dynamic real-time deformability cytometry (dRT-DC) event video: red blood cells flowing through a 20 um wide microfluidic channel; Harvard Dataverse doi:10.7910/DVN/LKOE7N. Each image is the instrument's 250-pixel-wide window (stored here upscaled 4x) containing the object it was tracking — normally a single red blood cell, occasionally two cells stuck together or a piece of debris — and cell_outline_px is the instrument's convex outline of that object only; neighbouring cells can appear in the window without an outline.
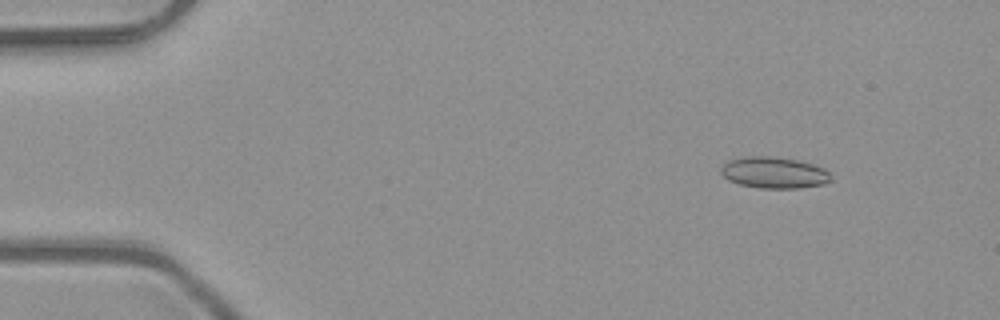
{"species": "common noctule bat (a hibernating species)", "species_latin": "Nyctalus noctula", "temperature_condition": "room temperature", "stored_images_in_passage": 47, "camera_frame_rate_fps": 3000, "um_per_image_px": 0.085, "animal": {"sex": "male", "body_mass_g": 23.1, "forearm_length_mm": 52.7}, "frame": {"image": 1, "passage_image": 2, "time_ms": 0.333, "image_size_px": [1000, 320], "cell_outline_px": [[832, 180], [824, 184], [800, 188], [760, 188], [740, 184], [728, 180], [720, 172], [720, 168], [728, 160], [744, 156], [772, 156], [796, 160], [812, 164], [824, 168], [832, 176]], "centroid_in_image_um": [65.79, 14.67], "position_along_channel_um": 19.2, "area_um2": 20.17}}
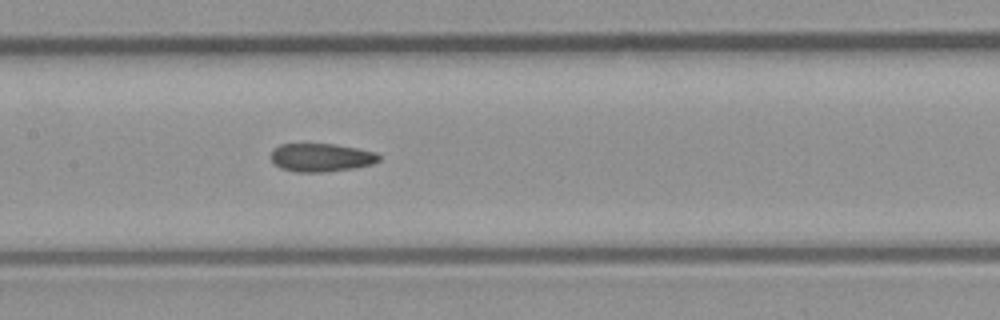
{"frame": {"image": 2, "passage_image": 21, "time_ms": 6.667, "image_size_px": [1000, 320], "cell_outline_px": [[380, 160], [372, 164], [356, 168], [328, 172], [296, 172], [280, 168], [272, 160], [272, 148], [280, 144], [336, 144], [360, 148], [376, 152], [380, 156]], "centroid_in_image_um": [27.34, 13.39], "position_along_channel_um": 180.1, "area_um2": 18.03}}
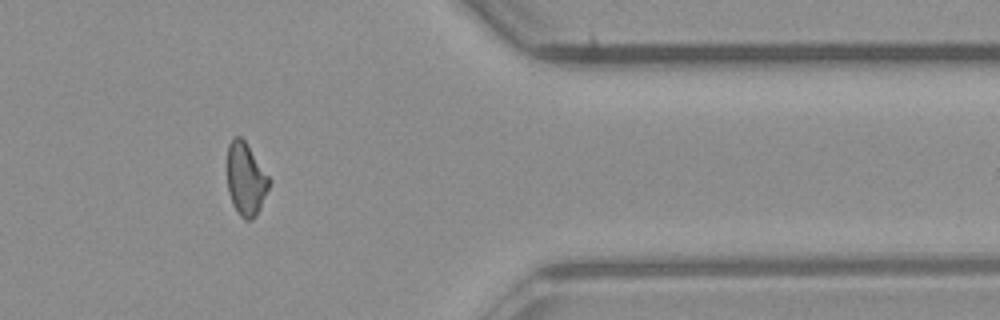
{"frame": {"image": 3, "passage_image": 38, "time_ms": 12.333, "image_size_px": [1000, 320], "cell_outline_px": [[272, 180], [260, 208], [256, 216], [252, 220], [244, 220], [240, 216], [232, 204], [228, 192], [228, 144], [232, 136], [240, 136], [244, 140]], "centroid_in_image_um": [20.9, 15.24], "position_along_channel_um": 390.5, "area_um2": 17.86}, "authors_computed_cell_mechanics": {"area_um2": 18.3804, "velocity_mm_per_s": 4.0836, "shape_relaxation_time_tau1_ms": 5.8679, "shape_relaxation_time_tau2_ms": 2.3942, "deformation_change_tau1": 0.1494, "deformation_change_tau2": 0.0997}}